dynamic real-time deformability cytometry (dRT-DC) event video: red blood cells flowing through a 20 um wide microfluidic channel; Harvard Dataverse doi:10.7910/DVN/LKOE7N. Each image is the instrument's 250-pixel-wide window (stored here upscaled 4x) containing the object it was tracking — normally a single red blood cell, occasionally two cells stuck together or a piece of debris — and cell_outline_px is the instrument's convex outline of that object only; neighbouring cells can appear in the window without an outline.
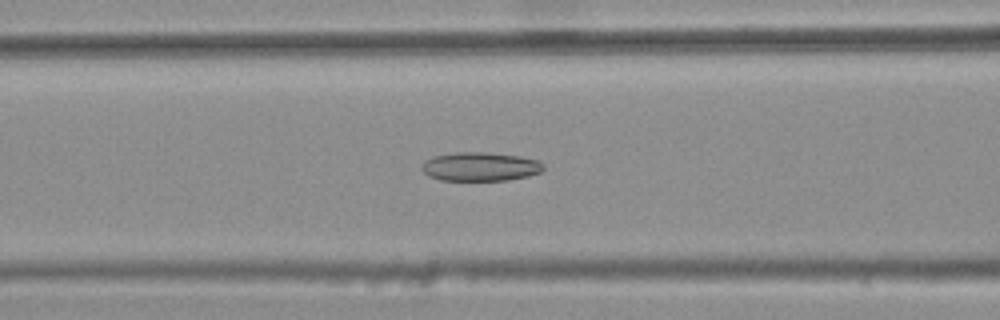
{"species": "common noctule bat (a hibernating species)", "species_latin": "Nyctalus noctula", "temperature_condition": "warm", "stored_images_in_passage": 47, "camera_frame_rate_fps": 3000, "um_per_image_px": 0.085, "animal": {"sex": "female", "body_mass_g": 25.1}, "frame": {"image": 1, "passage_image": 22, "time_ms": 7.0, "image_size_px": [1000, 320], "cell_outline_px": [[544, 168], [540, 172], [528, 176], [508, 180], [440, 180], [428, 176], [420, 168], [424, 160], [432, 156], [456, 152], [484, 152], [520, 156], [536, 160], [544, 164]], "centroid_in_image_um": [40.78, 14.16], "position_along_channel_um": 125.8, "area_um2": 20.52}}
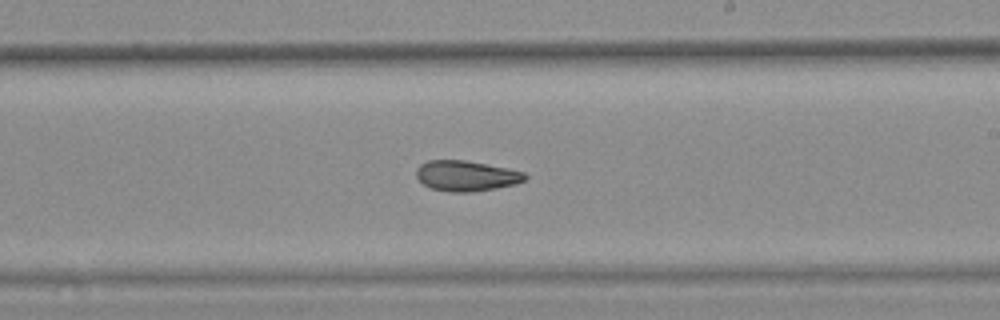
{"frame": {"image": 2, "passage_image": 32, "time_ms": 10.333, "image_size_px": [1000, 320], "cell_outline_px": [[528, 176], [524, 180], [516, 184], [496, 188], [472, 192], [448, 192], [432, 188], [424, 184], [416, 176], [416, 168], [420, 164], [428, 160], [464, 160], [524, 172]], "centroid_in_image_um": [39.6, 14.95], "position_along_channel_um": 249.4, "area_um2": 19.13}}
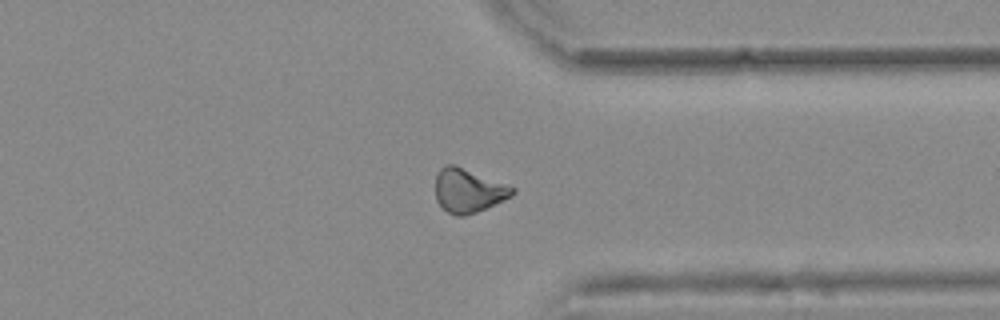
{"frame": {"image": 3, "passage_image": 42, "time_ms": 13.667, "image_size_px": [1000, 320], "cell_outline_px": [[516, 192], [512, 196], [476, 212], [464, 216], [456, 216], [448, 212], [436, 200], [436, 176], [440, 168], [444, 164], [456, 164], [516, 188]], "centroid_in_image_um": [39.8, 16.18], "position_along_channel_um": 371.6, "area_um2": 19.65}, "authors_computed_cell_mechanics": {"area_um2": 19.941, "velocity_mm_per_s": 3.7171, "shape_relaxation_time_tau1_ms": null, "shape_relaxation_time_tau2_ms": 4.9896, "deformation_change_tau1": null, "deformation_change_tau2": 0.125}}